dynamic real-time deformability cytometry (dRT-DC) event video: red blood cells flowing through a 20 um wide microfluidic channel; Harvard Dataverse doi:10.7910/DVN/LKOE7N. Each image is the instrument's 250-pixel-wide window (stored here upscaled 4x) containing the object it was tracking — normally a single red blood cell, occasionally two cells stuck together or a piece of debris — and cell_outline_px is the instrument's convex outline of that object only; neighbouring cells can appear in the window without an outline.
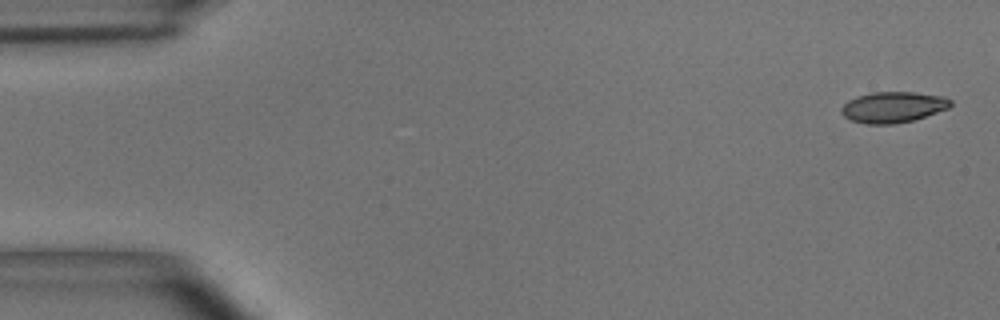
{"species": "common noctule bat (a hibernating species)", "species_latin": "Nyctalus noctula", "temperature_condition": "room temperature", "stored_images_in_passage": 5, "camera_frame_rate_fps": 3000, "um_per_image_px": 0.085, "animal": {"sex": "male", "body_mass_g": 15.6}, "frame": {"image": 1, "passage_image": 1, "time_ms": 0.0, "image_size_px": [1000, 320], "cell_outline_px": [[952, 104], [948, 108], [912, 120], [896, 124], [864, 124], [852, 120], [844, 116], [840, 112], [840, 108], [848, 100], [856, 96], [872, 92], [912, 92], [944, 96], [952, 100]], "centroid_in_image_um": [75.88, 9.1], "position_along_channel_um": 9.1, "area_um2": 19.65}}
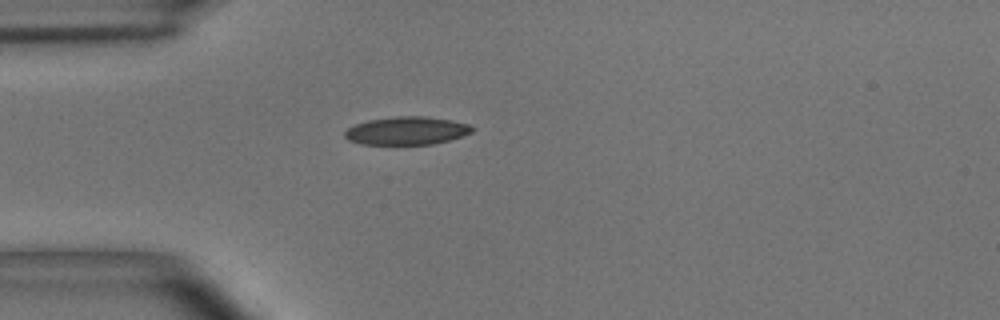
{"frame": {"image": 2, "passage_image": 5, "time_ms": 1.333, "image_size_px": [1000, 320], "cell_outline_px": [[476, 128], [472, 132], [448, 140], [432, 144], [360, 144], [348, 140], [344, 136], [344, 132], [348, 128], [356, 124], [368, 120], [396, 116], [428, 116], [452, 120], [468, 124]], "centroid_in_image_um": [34.57, 11.1], "position_along_channel_um": 50.4, "area_um2": 20.81}}